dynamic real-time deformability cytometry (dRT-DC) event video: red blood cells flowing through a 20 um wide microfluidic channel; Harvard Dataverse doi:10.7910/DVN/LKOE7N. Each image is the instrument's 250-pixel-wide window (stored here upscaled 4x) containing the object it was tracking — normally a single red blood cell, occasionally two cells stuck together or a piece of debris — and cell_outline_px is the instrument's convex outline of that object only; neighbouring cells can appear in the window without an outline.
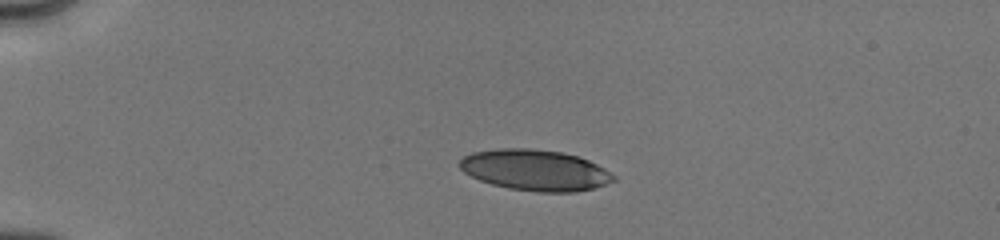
{"species": "human", "species_latin": "Homo sapiens", "temperature_condition": "cold", "stored_images_in_passage": 16, "camera_frame_rate_fps": 3000, "um_per_image_px": 0.085, "donor": {"sex": "male"}, "frame": {"image": 1, "passage_image": 9, "time_ms": 3.333, "image_size_px": [1000, 240], "cell_outline_px": [[616, 180], [592, 188], [576, 192], [536, 192], [508, 188], [492, 184], [480, 180], [464, 172], [456, 164], [464, 156], [472, 152], [500, 148], [528, 148], [560, 152], [576, 156], [588, 160], [604, 168], [616, 176]], "centroid_in_image_um": [45.46, 14.46], "position_along_channel_um": 39.5, "area_um2": 36.65}}
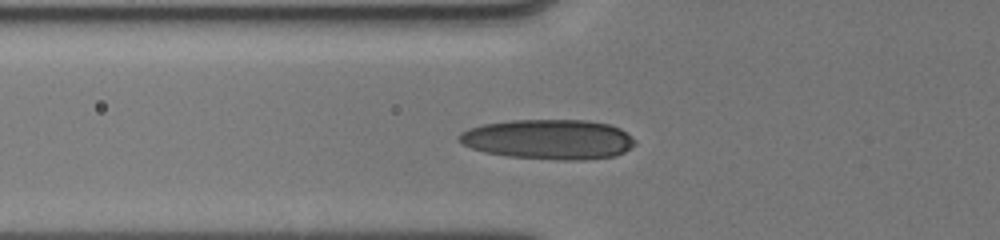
{"frame": {"image": 2, "passage_image": 15, "time_ms": 5.667, "image_size_px": [1000, 240], "cell_outline_px": [[636, 144], [624, 152], [616, 156], [584, 160], [564, 160], [508, 156], [484, 152], [472, 148], [456, 140], [456, 136], [460, 132], [468, 128], [484, 124], [508, 120], [588, 120], [612, 124], [620, 128], [632, 136], [636, 140]], "centroid_in_image_um": [46.65, 11.83], "position_along_channel_um": 79.1, "area_um2": 41.33}}